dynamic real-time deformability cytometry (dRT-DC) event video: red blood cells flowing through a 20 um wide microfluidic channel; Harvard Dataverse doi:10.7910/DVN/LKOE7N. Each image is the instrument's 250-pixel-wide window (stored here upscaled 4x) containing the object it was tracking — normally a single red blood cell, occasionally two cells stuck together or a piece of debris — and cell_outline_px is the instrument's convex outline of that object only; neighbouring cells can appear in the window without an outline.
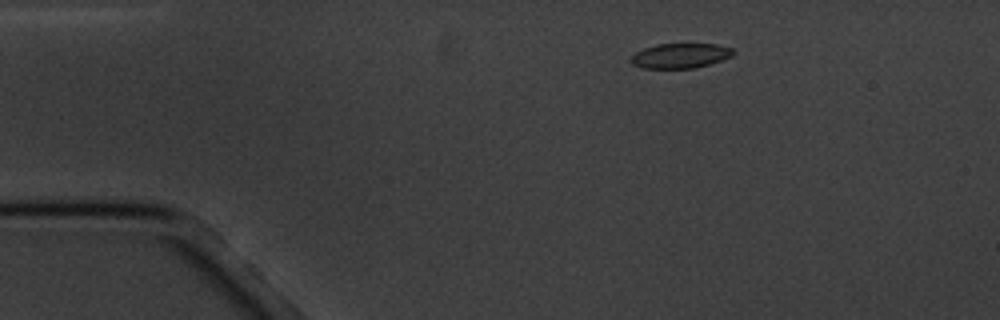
{"species": "common noctule bat (a hibernating species)", "species_latin": "Nyctalus noctula", "temperature_condition": "cold", "stored_images_in_passage": 5, "camera_frame_rate_fps": 3000, "um_per_image_px": 0.085, "animal": {"sex": "male", "body_mass_g": 20.1, "forearm_length_mm": 53.5}, "frame": {"image": 1, "passage_image": 3, "time_ms": 2.667, "image_size_px": [1000, 320], "cell_outline_px": [[736, 52], [732, 56], [696, 68], [644, 68], [632, 64], [628, 60], [636, 52], [644, 48], [656, 44], [716, 44], [732, 48]], "centroid_in_image_um": [57.81, 4.73], "position_along_channel_um": 27.2, "area_um2": 14.8}}